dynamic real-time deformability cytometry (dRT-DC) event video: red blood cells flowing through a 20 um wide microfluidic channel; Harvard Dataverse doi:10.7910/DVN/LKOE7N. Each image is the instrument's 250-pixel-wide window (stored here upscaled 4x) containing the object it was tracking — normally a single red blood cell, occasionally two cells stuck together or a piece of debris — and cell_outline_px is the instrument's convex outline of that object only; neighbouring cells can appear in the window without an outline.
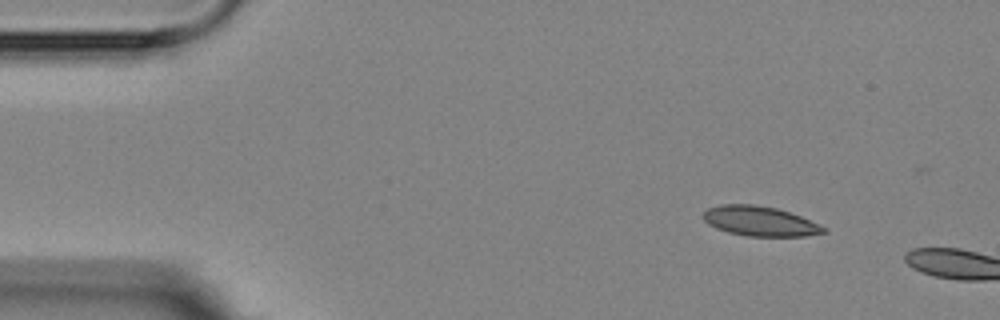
{"species": "Egyptian fruit bat (a non-hibernating species)", "species_latin": "Rousettus aegyptiacus", "temperature_condition": "room temperature", "stored_images_in_passage": 3, "camera_frame_rate_fps": 3000, "um_per_image_px": 0.085, "animal": {"sex": "female"}, "frame": {"image": 1, "passage_image": 1, "time_ms": 0.0, "image_size_px": [1000, 320], "cell_outline_px": [[828, 232], [804, 236], [748, 236], [728, 232], [716, 228], [708, 224], [704, 220], [704, 212], [708, 208], [720, 204], [756, 204], [776, 208], [800, 216], [824, 228]], "centroid_in_image_um": [64.54, 18.79], "position_along_channel_um": 20.5, "area_um2": 20.63}}